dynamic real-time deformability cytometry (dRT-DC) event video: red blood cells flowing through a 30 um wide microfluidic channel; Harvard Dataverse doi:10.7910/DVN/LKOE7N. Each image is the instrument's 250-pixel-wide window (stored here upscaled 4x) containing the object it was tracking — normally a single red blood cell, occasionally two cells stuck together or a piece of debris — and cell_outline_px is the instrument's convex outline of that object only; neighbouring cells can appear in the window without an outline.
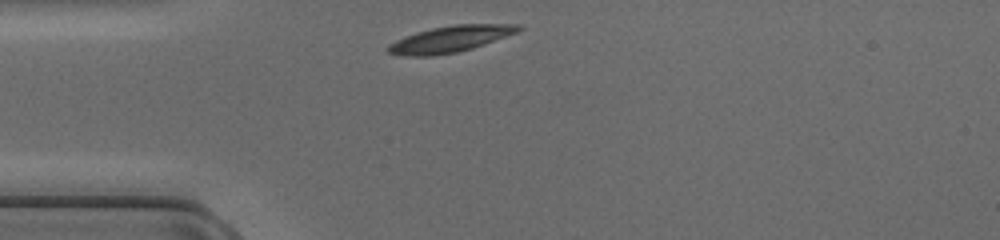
{"species": "common noctule bat (a hibernating species)", "species_latin": "Nyctalus noctula", "temperature_condition": "cold", "stored_images_in_passage": 35, "camera_frame_rate_fps": 3000, "um_per_image_px": 0.085, "animal": {"sex": "female", "body_mass_g": 17.0, "forearm_length_mm": 48.0}, "frame": {"image": 1, "passage_image": 1, "time_ms": 0.0, "image_size_px": [1000, 240], "cell_outline_px": [[524, 28], [516, 32], [484, 44], [472, 48], [456, 52], [432, 56], [404, 56], [388, 52], [388, 44], [396, 40], [416, 32], [432, 28], [456, 24], [520, 24]], "centroid_in_image_um": [38.26, 3.31], "position_along_channel_um": 46.7, "area_um2": 19.77}}
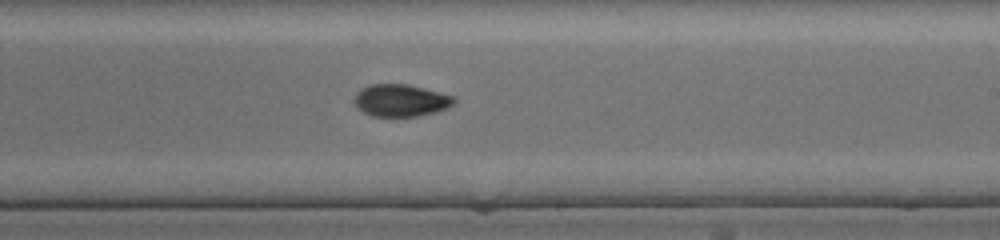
{"frame": {"image": 2, "passage_image": 16, "time_ms": 5.0, "image_size_px": [1000, 240], "cell_outline_px": [[456, 100], [448, 108], [436, 112], [416, 116], [372, 116], [356, 108], [352, 100], [356, 92], [360, 88], [368, 84], [408, 84], [456, 96]], "centroid_in_image_um": [34.03, 8.52], "position_along_channel_um": 255.0, "area_um2": 19.02}}
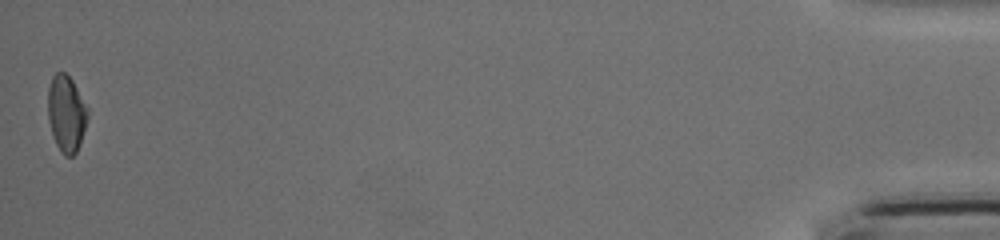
{"frame": {"image": 3, "passage_image": 35, "time_ms": 11.333, "image_size_px": [1000, 240], "cell_outline_px": [[88, 116], [76, 152], [72, 156], [64, 156], [56, 144], [48, 120], [48, 88], [52, 76], [56, 72], [64, 72], [72, 80], [88, 108]], "centroid_in_image_um": [5.62, 9.63], "position_along_channel_um": 429.6, "area_um2": 17.46}}